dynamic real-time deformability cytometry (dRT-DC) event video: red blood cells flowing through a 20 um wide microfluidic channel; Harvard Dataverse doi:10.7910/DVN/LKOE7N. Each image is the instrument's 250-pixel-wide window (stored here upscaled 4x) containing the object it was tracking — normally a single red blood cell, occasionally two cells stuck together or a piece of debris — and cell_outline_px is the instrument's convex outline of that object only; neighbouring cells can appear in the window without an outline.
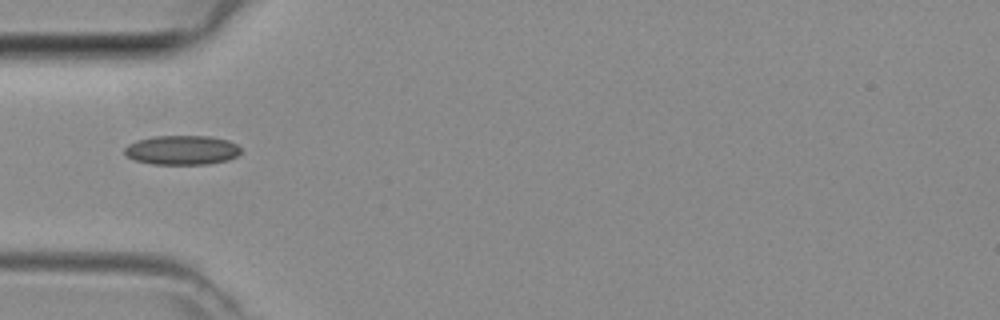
{"species": "common noctule bat (a hibernating species)", "species_latin": "Nyctalus noctula", "temperature_condition": "room temperature", "stored_images_in_passage": 32, "camera_frame_rate_fps": 3000, "um_per_image_px": 0.085, "animal": {"sex": "female", "body_mass_g": 29.2, "forearm_length_mm": 56.3}, "frame": {"image": 1, "passage_image": 1, "time_ms": 0.0, "image_size_px": [1000, 320], "cell_outline_px": [[240, 152], [236, 156], [228, 160], [208, 164], [152, 164], [136, 160], [128, 156], [124, 152], [124, 148], [128, 144], [136, 140], [152, 136], [212, 136], [228, 140], [236, 144], [240, 148]], "centroid_in_image_um": [15.46, 12.75], "position_along_channel_um": 69.5, "area_um2": 19.94}}
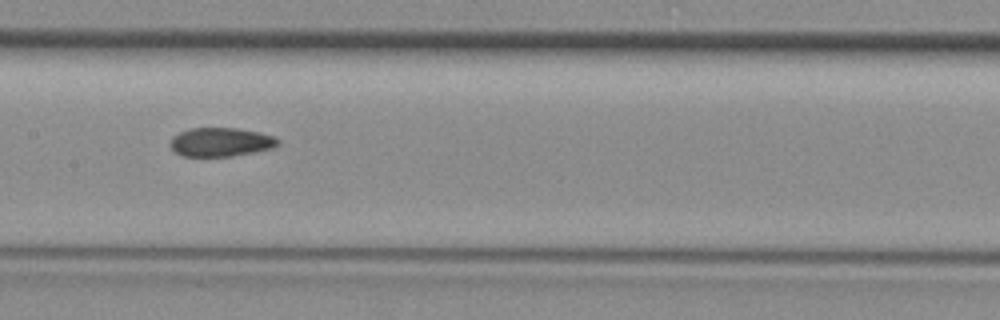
{"frame": {"image": 2, "passage_image": 9, "time_ms": 2.667, "image_size_px": [1000, 320], "cell_outline_px": [[280, 144], [272, 148], [232, 156], [180, 156], [168, 144], [172, 136], [188, 128], [236, 128], [260, 132], [276, 136], [280, 140]], "centroid_in_image_um": [18.76, 12.07], "position_along_channel_um": 188.6, "area_um2": 18.26}}
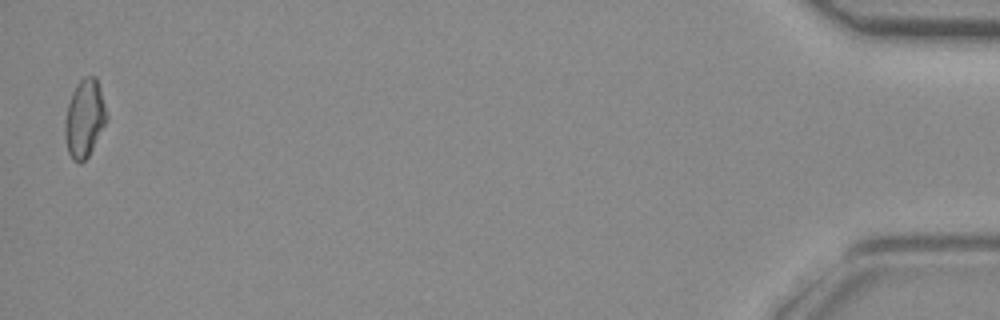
{"frame": {"image": 3, "passage_image": 32, "time_ms": 10.333, "image_size_px": [1000, 320], "cell_outline_px": [[108, 120], [88, 156], [80, 164], [72, 160], [68, 152], [64, 136], [64, 120], [68, 104], [72, 92], [80, 80], [84, 76], [96, 76], [100, 88], [108, 116]], "centroid_in_image_um": [7.18, 10.08], "position_along_channel_um": 428.0, "area_um2": 19.07}}